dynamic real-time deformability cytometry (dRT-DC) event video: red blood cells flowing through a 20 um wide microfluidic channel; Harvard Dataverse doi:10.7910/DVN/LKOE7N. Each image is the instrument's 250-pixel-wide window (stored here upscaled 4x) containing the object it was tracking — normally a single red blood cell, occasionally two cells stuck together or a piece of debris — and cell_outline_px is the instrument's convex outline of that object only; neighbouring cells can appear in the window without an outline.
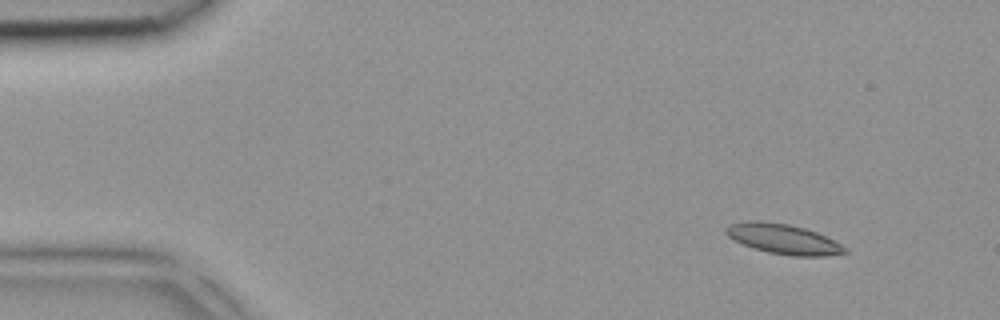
{"species": "common noctule bat (a hibernating species)", "species_latin": "Nyctalus noctula", "temperature_condition": "room temperature", "stored_images_in_passage": 4, "camera_frame_rate_fps": 3000, "um_per_image_px": 0.085, "animal": {"sex": "female", "body_mass_g": 18.4}, "frame": {"image": 1, "passage_image": 1, "time_ms": 0.0, "image_size_px": [1000, 320], "cell_outline_px": [[848, 252], [824, 256], [792, 256], [768, 252], [752, 248], [728, 236], [724, 232], [724, 228], [732, 224], [748, 220], [760, 220], [788, 224], [804, 228], [816, 232], [848, 248]], "centroid_in_image_um": [66.57, 20.31], "position_along_channel_um": 18.4, "area_um2": 20.63}}
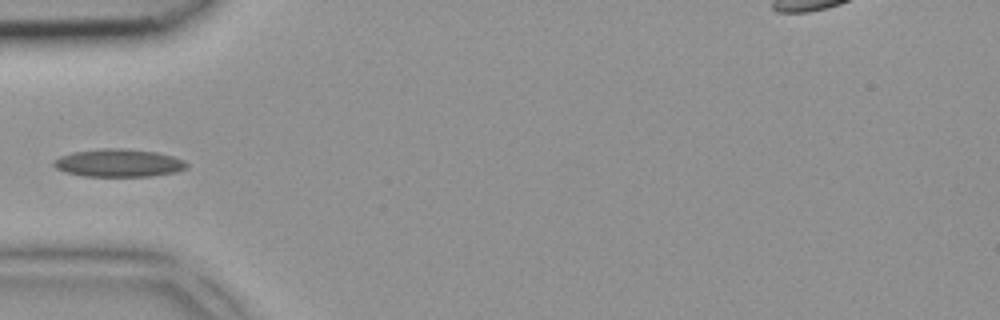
{"frame": {"image": 2, "passage_image": 4, "time_ms": 1.0, "image_size_px": [1000, 320], "cell_outline_px": [[188, 168], [176, 172], [152, 176], [84, 176], [64, 172], [56, 168], [52, 164], [52, 160], [60, 156], [72, 152], [100, 148], [120, 148], [156, 152], [172, 156], [184, 160], [188, 164]], "centroid_in_image_um": [10.06, 13.85], "position_along_channel_um": 74.9, "area_um2": 21.73}}